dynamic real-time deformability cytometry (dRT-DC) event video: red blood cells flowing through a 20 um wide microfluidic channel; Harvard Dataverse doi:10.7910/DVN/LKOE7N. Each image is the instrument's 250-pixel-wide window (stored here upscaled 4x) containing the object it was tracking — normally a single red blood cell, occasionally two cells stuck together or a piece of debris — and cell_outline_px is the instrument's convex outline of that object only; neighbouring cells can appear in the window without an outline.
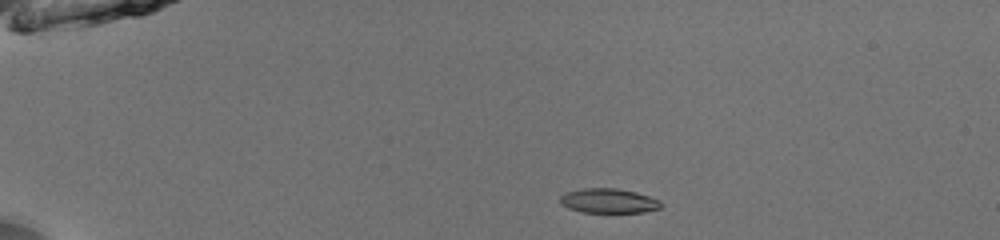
{"species": "common noctule bat (a hibernating species)", "species_latin": "Nyctalus noctula", "temperature_condition": "room temperature", "stored_images_in_passage": 41, "camera_frame_rate_fps": 3000, "um_per_image_px": 0.085, "animal": {"sex": "male", "body_mass_g": 13.0, "forearm_length_mm": 53.1}, "frame": {"image": 1, "passage_image": 1, "time_ms": 0.0, "image_size_px": [1000, 240], "cell_outline_px": [[664, 204], [660, 208], [644, 212], [580, 212], [568, 208], [560, 204], [560, 196], [564, 192], [580, 188], [616, 188], [636, 192], [660, 200]], "centroid_in_image_um": [51.7, 17.06], "position_along_channel_um": 33.3, "area_um2": 14.62}}
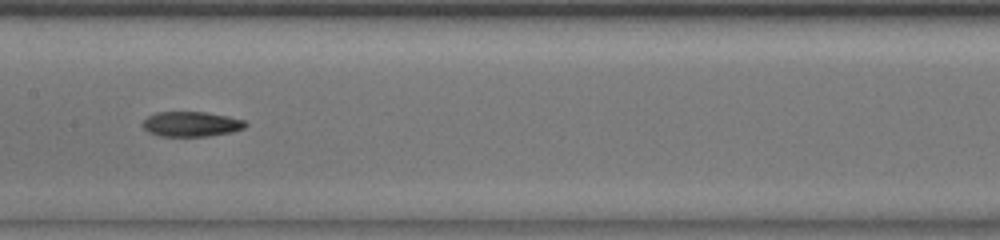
{"frame": {"image": 2, "passage_image": 18, "time_ms": 5.667, "image_size_px": [1000, 240], "cell_outline_px": [[248, 124], [244, 128], [232, 132], [208, 136], [160, 136], [148, 132], [140, 124], [148, 116], [156, 112], [204, 112], [228, 116], [244, 120]], "centroid_in_image_um": [16.24, 10.55], "position_along_channel_um": 191.2, "area_um2": 15.03}}
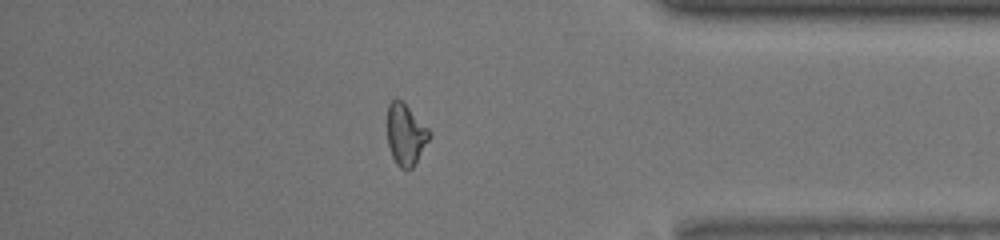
{"frame": {"image": 3, "passage_image": 35, "time_ms": 11.333, "image_size_px": [1000, 240], "cell_outline_px": [[432, 136], [416, 164], [412, 168], [400, 168], [396, 164], [392, 156], [388, 144], [388, 104], [396, 96], [432, 132]], "centroid_in_image_um": [34.5, 11.46], "position_along_channel_um": 400.7, "area_um2": 15.03}, "authors_computed_cell_mechanics": {"area_um2": 15.028, "velocity_mm_per_s": 3.9935, "shape_relaxation_time_tau1_ms": null, "shape_relaxation_time_tau2_ms": 7.8599, "deformation_change_tau1": null, "deformation_change_tau2": 0.1528}}